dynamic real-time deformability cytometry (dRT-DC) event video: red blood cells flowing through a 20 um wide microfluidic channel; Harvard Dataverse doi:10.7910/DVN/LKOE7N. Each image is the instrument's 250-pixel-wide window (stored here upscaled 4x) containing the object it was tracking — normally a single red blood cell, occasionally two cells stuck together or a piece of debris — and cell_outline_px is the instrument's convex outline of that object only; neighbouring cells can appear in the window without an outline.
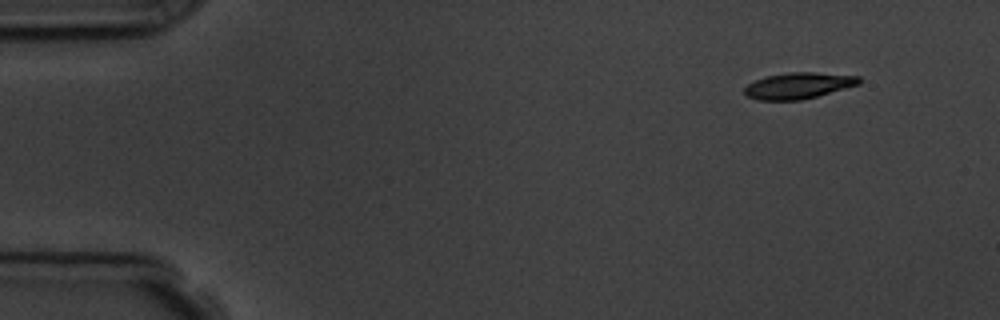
{"species": "common noctule bat (a hibernating species)", "species_latin": "Nyctalus noctula", "temperature_condition": "room temperature", "stored_images_in_passage": 4, "camera_frame_rate_fps": 3000, "um_per_image_px": 0.085, "animal": {"sex": "male", "body_mass_g": 19.5, "forearm_length_mm": 54.6}, "frame": {"image": 1, "passage_image": 1, "time_ms": 0.0, "image_size_px": [1000, 320], "cell_outline_px": [[860, 84], [816, 96], [800, 100], [756, 100], [748, 96], [744, 92], [744, 88], [748, 84], [756, 80], [768, 76], [788, 72], [812, 72], [860, 76]], "centroid_in_image_um": [67.86, 7.28], "position_along_channel_um": 17.1, "area_um2": 17.28}}
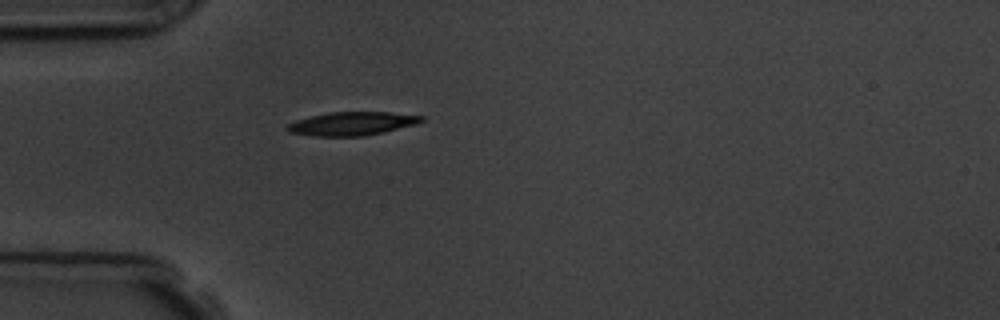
{"frame": {"image": 2, "passage_image": 4, "time_ms": 3.667, "image_size_px": [1000, 320], "cell_outline_px": [[424, 120], [416, 124], [364, 136], [312, 136], [288, 132], [284, 128], [288, 124], [296, 120], [328, 112], [388, 112], [424, 116]], "centroid_in_image_um": [29.88, 10.51], "position_along_channel_um": 55.1, "area_um2": 18.26}}